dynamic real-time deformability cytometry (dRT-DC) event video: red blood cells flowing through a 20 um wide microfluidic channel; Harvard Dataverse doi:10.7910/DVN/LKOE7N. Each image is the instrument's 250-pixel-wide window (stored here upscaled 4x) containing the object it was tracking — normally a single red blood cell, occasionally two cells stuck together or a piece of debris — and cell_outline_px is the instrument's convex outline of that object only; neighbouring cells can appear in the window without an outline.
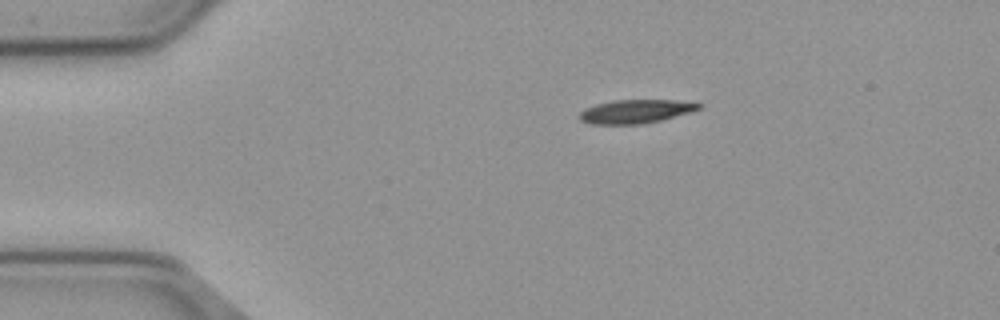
{"species": "common noctule bat (a hibernating species)", "species_latin": "Nyctalus noctula", "temperature_condition": "cold", "stored_images_in_passage": 46, "camera_frame_rate_fps": 3000, "um_per_image_px": 0.085, "animal": {"sex": "male", "body_mass_g": 23.1, "forearm_length_mm": 52.7}, "frame": {"image": 1, "passage_image": 1, "time_ms": 0.0, "image_size_px": [1000, 320], "cell_outline_px": [[704, 104], [700, 108], [688, 112], [660, 120], [640, 124], [592, 124], [580, 120], [580, 112], [596, 104], [616, 100], [672, 100]], "centroid_in_image_um": [54.01, 9.47], "position_along_channel_um": 31.0, "area_um2": 16.01}}
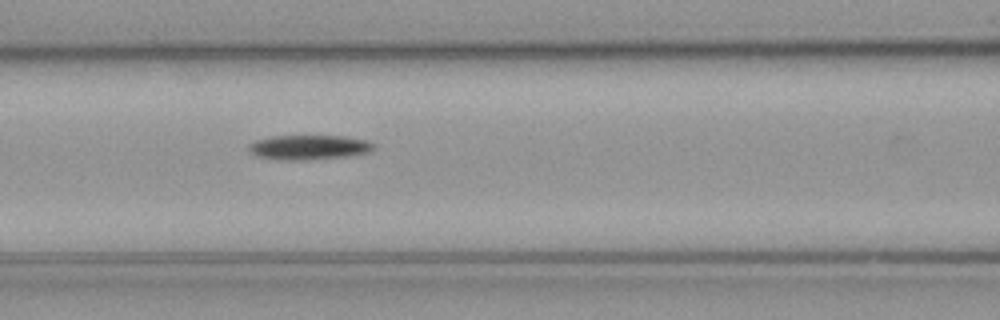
{"frame": {"image": 2, "passage_image": 14, "time_ms": 4.333, "image_size_px": [1000, 320], "cell_outline_px": [[376, 148], [368, 152], [344, 156], [304, 160], [284, 160], [256, 156], [248, 148], [248, 144], [256, 140], [272, 136], [344, 136], [368, 140], [376, 144]], "centroid_in_image_um": [26.28, 12.51], "position_along_channel_um": 140.3, "area_um2": 17.86}}
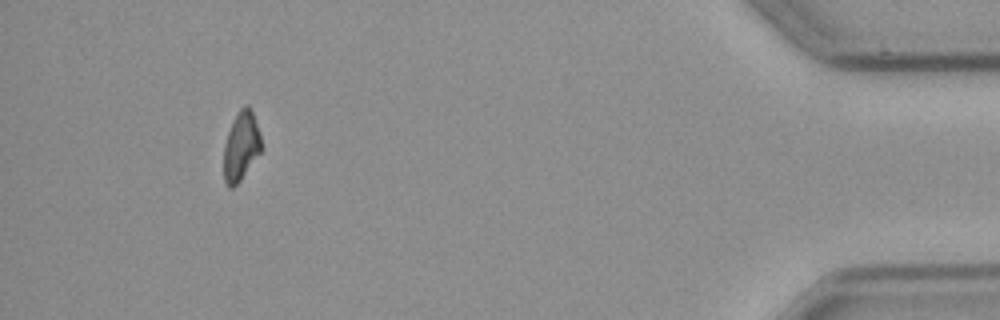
{"frame": {"image": 3, "passage_image": 42, "time_ms": 13.667, "image_size_px": [1000, 320], "cell_outline_px": [[260, 152], [240, 180], [232, 188], [228, 188], [224, 180], [224, 144], [228, 132], [240, 108], [244, 104], [248, 104], [252, 112], [260, 132]], "centroid_in_image_um": [20.48, 12.42], "position_along_channel_um": 414.7, "area_um2": 14.74}}